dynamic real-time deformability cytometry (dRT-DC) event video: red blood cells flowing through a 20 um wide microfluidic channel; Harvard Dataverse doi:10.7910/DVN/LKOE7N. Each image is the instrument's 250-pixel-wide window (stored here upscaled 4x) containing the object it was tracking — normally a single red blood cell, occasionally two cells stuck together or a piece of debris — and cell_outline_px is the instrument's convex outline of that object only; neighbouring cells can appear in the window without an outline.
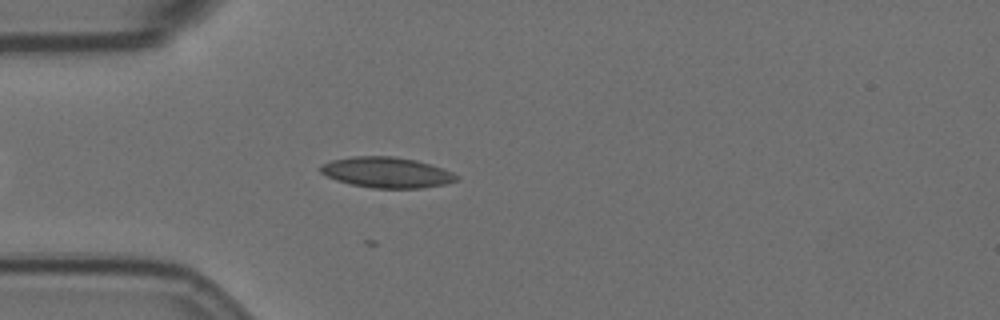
{"species": "Egyptian fruit bat (a non-hibernating species)", "species_latin": "Rousettus aegyptiacus", "temperature_condition": "room temperature", "stored_images_in_passage": 26, "camera_frame_rate_fps": 3000, "um_per_image_px": 0.085, "animal": {"sex": "female"}, "frame": {"image": 1, "passage_image": 10, "time_ms": 3.0, "image_size_px": [1000, 320], "cell_outline_px": [[460, 176], [456, 180], [444, 184], [420, 188], [372, 188], [352, 184], [336, 180], [320, 172], [320, 168], [324, 164], [332, 160], [356, 156], [392, 156], [416, 160], [452, 172]], "centroid_in_image_um": [32.87, 14.66], "position_along_channel_um": 52.1, "area_um2": 23.87}}
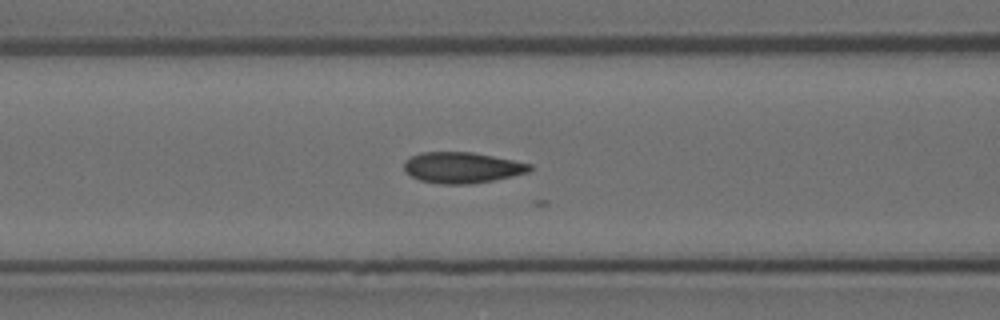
{"frame": {"image": 2, "passage_image": 17, "time_ms": 5.333, "image_size_px": [1000, 320], "cell_outline_px": [[532, 168], [528, 172], [512, 176], [472, 184], [440, 184], [420, 180], [404, 172], [404, 164], [412, 156], [420, 152], [472, 152], [532, 164]], "centroid_in_image_um": [39.26, 14.25], "position_along_channel_um": 127.3, "area_um2": 22.48}}
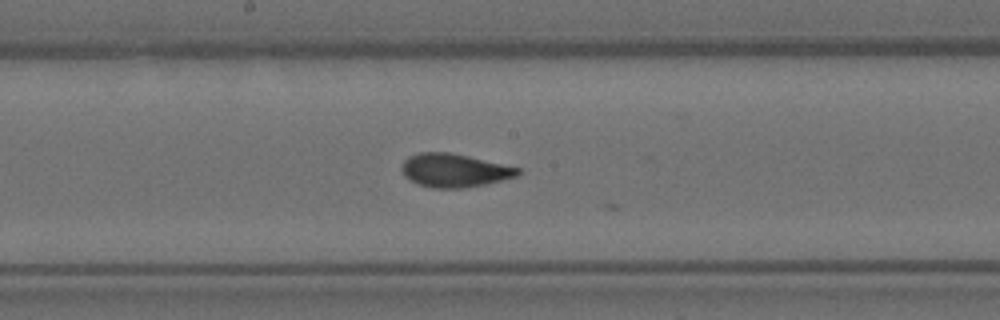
{"frame": {"image": 3, "passage_image": 24, "time_ms": 7.667, "image_size_px": [1000, 320], "cell_outline_px": [[520, 172], [516, 176], [484, 184], [464, 188], [432, 188], [420, 184], [404, 176], [400, 168], [404, 160], [408, 156], [420, 152], [448, 152], [468, 156], [520, 168]], "centroid_in_image_um": [38.57, 14.47], "position_along_channel_um": 209.6, "area_um2": 22.37}}